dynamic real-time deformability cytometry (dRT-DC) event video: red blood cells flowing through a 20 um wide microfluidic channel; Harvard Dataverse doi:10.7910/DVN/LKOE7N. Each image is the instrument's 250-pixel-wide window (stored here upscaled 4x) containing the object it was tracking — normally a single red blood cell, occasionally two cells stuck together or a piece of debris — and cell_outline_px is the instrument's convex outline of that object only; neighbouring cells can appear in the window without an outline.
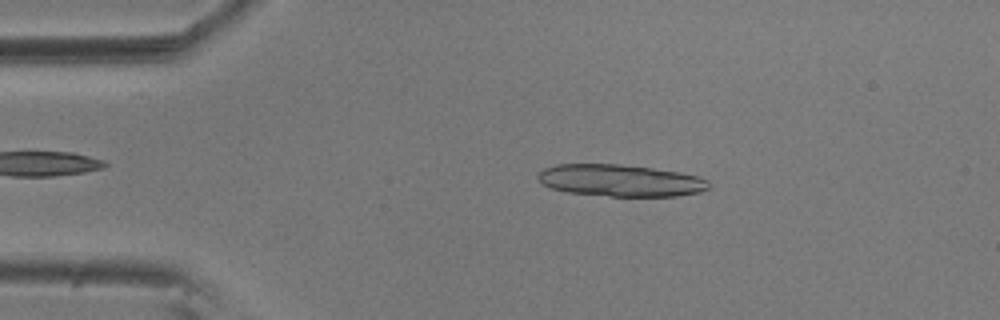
{"species": "common noctule bat (a hibernating species)", "species_latin": "Nyctalus noctula", "temperature_condition": "room temperature", "stored_images_in_passage": 52, "segment_of_instrument_passage": [1, 2], "camera_frame_rate_fps": 3000, "um_per_image_px": 0.085, "animal": {"sex": "male", "body_mass_g": 20.5, "forearm_length_mm": 52.5}, "frame": {"image": 1, "passage_image": 8, "time_ms": 2.333, "image_size_px": [1000, 320], "cell_outline_px": [[708, 188], [700, 192], [676, 196], [612, 196], [568, 192], [552, 188], [540, 184], [536, 176], [544, 168], [556, 164], [620, 164], [680, 172], [696, 176], [708, 180]], "centroid_in_image_um": [52.69, 15.34], "position_along_channel_um": 32.3, "area_um2": 31.67}}